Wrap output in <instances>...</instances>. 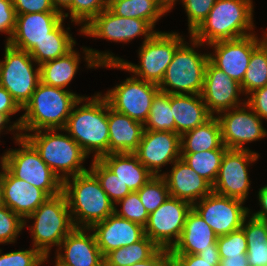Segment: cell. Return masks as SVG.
I'll return each instance as SVG.
<instances>
[{
    "mask_svg": "<svg viewBox=\"0 0 267 266\" xmlns=\"http://www.w3.org/2000/svg\"><path fill=\"white\" fill-rule=\"evenodd\" d=\"M176 32L157 31L149 40L142 42L139 49V65L115 57L113 53L83 48L88 68L109 67L132 72L134 77L159 84L173 60L177 47L184 41Z\"/></svg>",
    "mask_w": 267,
    "mask_h": 266,
    "instance_id": "1",
    "label": "cell"
},
{
    "mask_svg": "<svg viewBox=\"0 0 267 266\" xmlns=\"http://www.w3.org/2000/svg\"><path fill=\"white\" fill-rule=\"evenodd\" d=\"M81 98L82 96L69 90L50 86L40 81L31 99L22 108L25 113L6 130H17L23 137L26 132L64 129L74 105Z\"/></svg>",
    "mask_w": 267,
    "mask_h": 266,
    "instance_id": "2",
    "label": "cell"
},
{
    "mask_svg": "<svg viewBox=\"0 0 267 266\" xmlns=\"http://www.w3.org/2000/svg\"><path fill=\"white\" fill-rule=\"evenodd\" d=\"M101 95L97 93L92 98L83 96L74 105L65 128L61 129L66 131L88 156L91 152L95 153L93 159H100L109 154L108 101Z\"/></svg>",
    "mask_w": 267,
    "mask_h": 266,
    "instance_id": "3",
    "label": "cell"
},
{
    "mask_svg": "<svg viewBox=\"0 0 267 266\" xmlns=\"http://www.w3.org/2000/svg\"><path fill=\"white\" fill-rule=\"evenodd\" d=\"M62 193L66 197L75 228H91L114 213L115 204L90 170L66 179Z\"/></svg>",
    "mask_w": 267,
    "mask_h": 266,
    "instance_id": "4",
    "label": "cell"
},
{
    "mask_svg": "<svg viewBox=\"0 0 267 266\" xmlns=\"http://www.w3.org/2000/svg\"><path fill=\"white\" fill-rule=\"evenodd\" d=\"M254 27L252 0H217L208 16L189 35L209 45L254 34L251 32Z\"/></svg>",
    "mask_w": 267,
    "mask_h": 266,
    "instance_id": "5",
    "label": "cell"
},
{
    "mask_svg": "<svg viewBox=\"0 0 267 266\" xmlns=\"http://www.w3.org/2000/svg\"><path fill=\"white\" fill-rule=\"evenodd\" d=\"M60 129H44L26 133L23 137L36 149L43 161L64 182L87 172L82 164L88 157L79 144Z\"/></svg>",
    "mask_w": 267,
    "mask_h": 266,
    "instance_id": "6",
    "label": "cell"
},
{
    "mask_svg": "<svg viewBox=\"0 0 267 266\" xmlns=\"http://www.w3.org/2000/svg\"><path fill=\"white\" fill-rule=\"evenodd\" d=\"M190 37L192 46L183 41L177 47L173 60L158 84L160 91L169 94H201L209 55L195 51L196 47L205 45Z\"/></svg>",
    "mask_w": 267,
    "mask_h": 266,
    "instance_id": "7",
    "label": "cell"
},
{
    "mask_svg": "<svg viewBox=\"0 0 267 266\" xmlns=\"http://www.w3.org/2000/svg\"><path fill=\"white\" fill-rule=\"evenodd\" d=\"M25 219H34V223L29 226L33 238L32 246L47 260L52 246L59 247L75 228L63 193L49 197Z\"/></svg>",
    "mask_w": 267,
    "mask_h": 266,
    "instance_id": "8",
    "label": "cell"
},
{
    "mask_svg": "<svg viewBox=\"0 0 267 266\" xmlns=\"http://www.w3.org/2000/svg\"><path fill=\"white\" fill-rule=\"evenodd\" d=\"M14 139L21 148L9 149L4 153V167L14 177L42 189L49 197L62 193L63 182L43 161L36 149L20 132L15 133Z\"/></svg>",
    "mask_w": 267,
    "mask_h": 266,
    "instance_id": "9",
    "label": "cell"
},
{
    "mask_svg": "<svg viewBox=\"0 0 267 266\" xmlns=\"http://www.w3.org/2000/svg\"><path fill=\"white\" fill-rule=\"evenodd\" d=\"M4 52V60L0 61V85L23 108L41 81L40 66L34 68L35 60L28 52L7 42Z\"/></svg>",
    "mask_w": 267,
    "mask_h": 266,
    "instance_id": "10",
    "label": "cell"
},
{
    "mask_svg": "<svg viewBox=\"0 0 267 266\" xmlns=\"http://www.w3.org/2000/svg\"><path fill=\"white\" fill-rule=\"evenodd\" d=\"M191 209L189 202L169 196L149 214L144 227L145 235L159 248L171 250L181 237L187 213Z\"/></svg>",
    "mask_w": 267,
    "mask_h": 266,
    "instance_id": "11",
    "label": "cell"
},
{
    "mask_svg": "<svg viewBox=\"0 0 267 266\" xmlns=\"http://www.w3.org/2000/svg\"><path fill=\"white\" fill-rule=\"evenodd\" d=\"M158 91V84L132 76L108 90L103 96L112 109L144 125L152 100Z\"/></svg>",
    "mask_w": 267,
    "mask_h": 266,
    "instance_id": "12",
    "label": "cell"
},
{
    "mask_svg": "<svg viewBox=\"0 0 267 266\" xmlns=\"http://www.w3.org/2000/svg\"><path fill=\"white\" fill-rule=\"evenodd\" d=\"M259 154L248 149H227L222 157L219 173L212 186L214 193L245 201L249 194L248 167Z\"/></svg>",
    "mask_w": 267,
    "mask_h": 266,
    "instance_id": "13",
    "label": "cell"
},
{
    "mask_svg": "<svg viewBox=\"0 0 267 266\" xmlns=\"http://www.w3.org/2000/svg\"><path fill=\"white\" fill-rule=\"evenodd\" d=\"M243 203L242 200L222 196L212 191L194 203L192 208L219 237L242 228L245 217L250 213Z\"/></svg>",
    "mask_w": 267,
    "mask_h": 266,
    "instance_id": "14",
    "label": "cell"
},
{
    "mask_svg": "<svg viewBox=\"0 0 267 266\" xmlns=\"http://www.w3.org/2000/svg\"><path fill=\"white\" fill-rule=\"evenodd\" d=\"M223 113V114H222ZM215 115L221 127L223 144L228 149L244 150V146L267 137L262 119L245 102L242 106L225 110Z\"/></svg>",
    "mask_w": 267,
    "mask_h": 266,
    "instance_id": "15",
    "label": "cell"
},
{
    "mask_svg": "<svg viewBox=\"0 0 267 266\" xmlns=\"http://www.w3.org/2000/svg\"><path fill=\"white\" fill-rule=\"evenodd\" d=\"M145 20L121 17L108 7L99 13L82 29V34L97 39L127 43L136 37L144 36L143 42L149 40L157 31Z\"/></svg>",
    "mask_w": 267,
    "mask_h": 266,
    "instance_id": "16",
    "label": "cell"
},
{
    "mask_svg": "<svg viewBox=\"0 0 267 266\" xmlns=\"http://www.w3.org/2000/svg\"><path fill=\"white\" fill-rule=\"evenodd\" d=\"M134 154L154 176H159L162 166L181 158L180 135L172 131L144 129Z\"/></svg>",
    "mask_w": 267,
    "mask_h": 266,
    "instance_id": "17",
    "label": "cell"
},
{
    "mask_svg": "<svg viewBox=\"0 0 267 266\" xmlns=\"http://www.w3.org/2000/svg\"><path fill=\"white\" fill-rule=\"evenodd\" d=\"M261 39V40H260ZM251 34L234 40H221L207 46L213 47L209 61L239 84L242 83L252 51L262 42V38Z\"/></svg>",
    "mask_w": 267,
    "mask_h": 266,
    "instance_id": "18",
    "label": "cell"
},
{
    "mask_svg": "<svg viewBox=\"0 0 267 266\" xmlns=\"http://www.w3.org/2000/svg\"><path fill=\"white\" fill-rule=\"evenodd\" d=\"M243 94L240 84L233 80L210 61L205 68L203 89L201 97L208 109L214 116L216 113L233 109L245 102H240L239 94Z\"/></svg>",
    "mask_w": 267,
    "mask_h": 266,
    "instance_id": "19",
    "label": "cell"
},
{
    "mask_svg": "<svg viewBox=\"0 0 267 266\" xmlns=\"http://www.w3.org/2000/svg\"><path fill=\"white\" fill-rule=\"evenodd\" d=\"M90 231V228H74L60 243L55 266H104V257Z\"/></svg>",
    "mask_w": 267,
    "mask_h": 266,
    "instance_id": "20",
    "label": "cell"
},
{
    "mask_svg": "<svg viewBox=\"0 0 267 266\" xmlns=\"http://www.w3.org/2000/svg\"><path fill=\"white\" fill-rule=\"evenodd\" d=\"M90 229L95 235L103 257L115 249L131 245L145 236L143 226L120 217L116 213L95 223Z\"/></svg>",
    "mask_w": 267,
    "mask_h": 266,
    "instance_id": "21",
    "label": "cell"
},
{
    "mask_svg": "<svg viewBox=\"0 0 267 266\" xmlns=\"http://www.w3.org/2000/svg\"><path fill=\"white\" fill-rule=\"evenodd\" d=\"M63 19L60 12L16 14L15 29L7 43L29 52L36 43L48 37Z\"/></svg>",
    "mask_w": 267,
    "mask_h": 266,
    "instance_id": "22",
    "label": "cell"
},
{
    "mask_svg": "<svg viewBox=\"0 0 267 266\" xmlns=\"http://www.w3.org/2000/svg\"><path fill=\"white\" fill-rule=\"evenodd\" d=\"M49 196L25 180L14 177L2 166V199L3 205L24 220L32 214Z\"/></svg>",
    "mask_w": 267,
    "mask_h": 266,
    "instance_id": "23",
    "label": "cell"
},
{
    "mask_svg": "<svg viewBox=\"0 0 267 266\" xmlns=\"http://www.w3.org/2000/svg\"><path fill=\"white\" fill-rule=\"evenodd\" d=\"M171 171L161 173L167 182L171 197L189 202L191 205L197 200L210 194L212 185L193 170L182 158L176 160Z\"/></svg>",
    "mask_w": 267,
    "mask_h": 266,
    "instance_id": "24",
    "label": "cell"
},
{
    "mask_svg": "<svg viewBox=\"0 0 267 266\" xmlns=\"http://www.w3.org/2000/svg\"><path fill=\"white\" fill-rule=\"evenodd\" d=\"M218 236L205 220L192 208L186 216L179 241L171 254H215Z\"/></svg>",
    "mask_w": 267,
    "mask_h": 266,
    "instance_id": "25",
    "label": "cell"
},
{
    "mask_svg": "<svg viewBox=\"0 0 267 266\" xmlns=\"http://www.w3.org/2000/svg\"><path fill=\"white\" fill-rule=\"evenodd\" d=\"M109 154L134 153L141 141L144 125L112 109L108 103Z\"/></svg>",
    "mask_w": 267,
    "mask_h": 266,
    "instance_id": "26",
    "label": "cell"
},
{
    "mask_svg": "<svg viewBox=\"0 0 267 266\" xmlns=\"http://www.w3.org/2000/svg\"><path fill=\"white\" fill-rule=\"evenodd\" d=\"M171 110L175 120V133L180 136L213 116L201 94H171Z\"/></svg>",
    "mask_w": 267,
    "mask_h": 266,
    "instance_id": "27",
    "label": "cell"
},
{
    "mask_svg": "<svg viewBox=\"0 0 267 266\" xmlns=\"http://www.w3.org/2000/svg\"><path fill=\"white\" fill-rule=\"evenodd\" d=\"M99 160L117 175L131 192L138 191L154 176L134 153H111Z\"/></svg>",
    "mask_w": 267,
    "mask_h": 266,
    "instance_id": "28",
    "label": "cell"
},
{
    "mask_svg": "<svg viewBox=\"0 0 267 266\" xmlns=\"http://www.w3.org/2000/svg\"><path fill=\"white\" fill-rule=\"evenodd\" d=\"M181 153L227 148L223 144L221 127L214 115L202 125L183 133L180 136Z\"/></svg>",
    "mask_w": 267,
    "mask_h": 266,
    "instance_id": "29",
    "label": "cell"
},
{
    "mask_svg": "<svg viewBox=\"0 0 267 266\" xmlns=\"http://www.w3.org/2000/svg\"><path fill=\"white\" fill-rule=\"evenodd\" d=\"M166 0H108V8L121 17L139 18L153 28L165 13L171 10Z\"/></svg>",
    "mask_w": 267,
    "mask_h": 266,
    "instance_id": "30",
    "label": "cell"
},
{
    "mask_svg": "<svg viewBox=\"0 0 267 266\" xmlns=\"http://www.w3.org/2000/svg\"><path fill=\"white\" fill-rule=\"evenodd\" d=\"M64 19L44 38L28 52L39 66L66 55L75 46V39L69 33V27L65 30Z\"/></svg>",
    "mask_w": 267,
    "mask_h": 266,
    "instance_id": "31",
    "label": "cell"
},
{
    "mask_svg": "<svg viewBox=\"0 0 267 266\" xmlns=\"http://www.w3.org/2000/svg\"><path fill=\"white\" fill-rule=\"evenodd\" d=\"M80 54L74 50L40 65V78L44 84L65 89L79 68Z\"/></svg>",
    "mask_w": 267,
    "mask_h": 266,
    "instance_id": "32",
    "label": "cell"
},
{
    "mask_svg": "<svg viewBox=\"0 0 267 266\" xmlns=\"http://www.w3.org/2000/svg\"><path fill=\"white\" fill-rule=\"evenodd\" d=\"M241 229L247 240L249 266H267V221L247 215Z\"/></svg>",
    "mask_w": 267,
    "mask_h": 266,
    "instance_id": "33",
    "label": "cell"
},
{
    "mask_svg": "<svg viewBox=\"0 0 267 266\" xmlns=\"http://www.w3.org/2000/svg\"><path fill=\"white\" fill-rule=\"evenodd\" d=\"M160 248L148 237L131 245L120 247L109 252L104 257V266H128L147 260L152 257Z\"/></svg>",
    "mask_w": 267,
    "mask_h": 266,
    "instance_id": "34",
    "label": "cell"
},
{
    "mask_svg": "<svg viewBox=\"0 0 267 266\" xmlns=\"http://www.w3.org/2000/svg\"><path fill=\"white\" fill-rule=\"evenodd\" d=\"M228 148H218L196 153H181V158L212 186L215 183L222 157Z\"/></svg>",
    "mask_w": 267,
    "mask_h": 266,
    "instance_id": "35",
    "label": "cell"
},
{
    "mask_svg": "<svg viewBox=\"0 0 267 266\" xmlns=\"http://www.w3.org/2000/svg\"><path fill=\"white\" fill-rule=\"evenodd\" d=\"M267 85V46L261 42L253 51L244 79L240 84L243 95ZM248 94V95H247Z\"/></svg>",
    "mask_w": 267,
    "mask_h": 266,
    "instance_id": "36",
    "label": "cell"
},
{
    "mask_svg": "<svg viewBox=\"0 0 267 266\" xmlns=\"http://www.w3.org/2000/svg\"><path fill=\"white\" fill-rule=\"evenodd\" d=\"M144 129L175 132V120L171 110V94L158 91L154 96Z\"/></svg>",
    "mask_w": 267,
    "mask_h": 266,
    "instance_id": "37",
    "label": "cell"
},
{
    "mask_svg": "<svg viewBox=\"0 0 267 266\" xmlns=\"http://www.w3.org/2000/svg\"><path fill=\"white\" fill-rule=\"evenodd\" d=\"M89 170L97 177L102 189L115 205L119 200L123 199L131 192L128 186L99 159H92V164Z\"/></svg>",
    "mask_w": 267,
    "mask_h": 266,
    "instance_id": "38",
    "label": "cell"
},
{
    "mask_svg": "<svg viewBox=\"0 0 267 266\" xmlns=\"http://www.w3.org/2000/svg\"><path fill=\"white\" fill-rule=\"evenodd\" d=\"M137 192L149 214L155 211L170 196L167 182L162 175L152 176Z\"/></svg>",
    "mask_w": 267,
    "mask_h": 266,
    "instance_id": "39",
    "label": "cell"
},
{
    "mask_svg": "<svg viewBox=\"0 0 267 266\" xmlns=\"http://www.w3.org/2000/svg\"><path fill=\"white\" fill-rule=\"evenodd\" d=\"M108 7V0H72L71 5L67 8L70 13H62L65 19L70 14L71 22L82 24V29L89 24L99 13Z\"/></svg>",
    "mask_w": 267,
    "mask_h": 266,
    "instance_id": "40",
    "label": "cell"
},
{
    "mask_svg": "<svg viewBox=\"0 0 267 266\" xmlns=\"http://www.w3.org/2000/svg\"><path fill=\"white\" fill-rule=\"evenodd\" d=\"M116 204L121 205V210H118L116 208L117 206H115L114 213L118 216L140 224L143 227L146 226L149 219V213L143 206L137 191L130 192Z\"/></svg>",
    "mask_w": 267,
    "mask_h": 266,
    "instance_id": "41",
    "label": "cell"
},
{
    "mask_svg": "<svg viewBox=\"0 0 267 266\" xmlns=\"http://www.w3.org/2000/svg\"><path fill=\"white\" fill-rule=\"evenodd\" d=\"M25 225H27V220L7 206L0 205V244L15 243Z\"/></svg>",
    "mask_w": 267,
    "mask_h": 266,
    "instance_id": "42",
    "label": "cell"
},
{
    "mask_svg": "<svg viewBox=\"0 0 267 266\" xmlns=\"http://www.w3.org/2000/svg\"><path fill=\"white\" fill-rule=\"evenodd\" d=\"M217 254L220 258L241 256L247 254V240L242 229L219 236L217 239Z\"/></svg>",
    "mask_w": 267,
    "mask_h": 266,
    "instance_id": "43",
    "label": "cell"
},
{
    "mask_svg": "<svg viewBox=\"0 0 267 266\" xmlns=\"http://www.w3.org/2000/svg\"><path fill=\"white\" fill-rule=\"evenodd\" d=\"M47 260L37 249L12 251L2 254L0 249V266H41Z\"/></svg>",
    "mask_w": 267,
    "mask_h": 266,
    "instance_id": "44",
    "label": "cell"
},
{
    "mask_svg": "<svg viewBox=\"0 0 267 266\" xmlns=\"http://www.w3.org/2000/svg\"><path fill=\"white\" fill-rule=\"evenodd\" d=\"M178 1V0H177ZM187 13L189 33L191 34L208 16L217 0H180Z\"/></svg>",
    "mask_w": 267,
    "mask_h": 266,
    "instance_id": "45",
    "label": "cell"
},
{
    "mask_svg": "<svg viewBox=\"0 0 267 266\" xmlns=\"http://www.w3.org/2000/svg\"><path fill=\"white\" fill-rule=\"evenodd\" d=\"M172 266H219L220 257L215 254H171Z\"/></svg>",
    "mask_w": 267,
    "mask_h": 266,
    "instance_id": "46",
    "label": "cell"
},
{
    "mask_svg": "<svg viewBox=\"0 0 267 266\" xmlns=\"http://www.w3.org/2000/svg\"><path fill=\"white\" fill-rule=\"evenodd\" d=\"M16 12L12 0H0V32L6 33V42L10 40L15 29Z\"/></svg>",
    "mask_w": 267,
    "mask_h": 266,
    "instance_id": "47",
    "label": "cell"
},
{
    "mask_svg": "<svg viewBox=\"0 0 267 266\" xmlns=\"http://www.w3.org/2000/svg\"><path fill=\"white\" fill-rule=\"evenodd\" d=\"M16 14H28L35 12H59L51 0H12Z\"/></svg>",
    "mask_w": 267,
    "mask_h": 266,
    "instance_id": "48",
    "label": "cell"
},
{
    "mask_svg": "<svg viewBox=\"0 0 267 266\" xmlns=\"http://www.w3.org/2000/svg\"><path fill=\"white\" fill-rule=\"evenodd\" d=\"M249 95L245 102L262 120H267V85L253 91Z\"/></svg>",
    "mask_w": 267,
    "mask_h": 266,
    "instance_id": "49",
    "label": "cell"
},
{
    "mask_svg": "<svg viewBox=\"0 0 267 266\" xmlns=\"http://www.w3.org/2000/svg\"><path fill=\"white\" fill-rule=\"evenodd\" d=\"M172 257L169 249L160 248L152 257L128 266H171Z\"/></svg>",
    "mask_w": 267,
    "mask_h": 266,
    "instance_id": "50",
    "label": "cell"
},
{
    "mask_svg": "<svg viewBox=\"0 0 267 266\" xmlns=\"http://www.w3.org/2000/svg\"><path fill=\"white\" fill-rule=\"evenodd\" d=\"M22 110L11 94L0 85V113H5L9 118Z\"/></svg>",
    "mask_w": 267,
    "mask_h": 266,
    "instance_id": "51",
    "label": "cell"
},
{
    "mask_svg": "<svg viewBox=\"0 0 267 266\" xmlns=\"http://www.w3.org/2000/svg\"><path fill=\"white\" fill-rule=\"evenodd\" d=\"M258 199L260 203L259 205H261V210L256 213H252V216L267 221V185H264V187L259 189Z\"/></svg>",
    "mask_w": 267,
    "mask_h": 266,
    "instance_id": "52",
    "label": "cell"
},
{
    "mask_svg": "<svg viewBox=\"0 0 267 266\" xmlns=\"http://www.w3.org/2000/svg\"><path fill=\"white\" fill-rule=\"evenodd\" d=\"M219 266H249V263L247 261V254L220 258Z\"/></svg>",
    "mask_w": 267,
    "mask_h": 266,
    "instance_id": "53",
    "label": "cell"
},
{
    "mask_svg": "<svg viewBox=\"0 0 267 266\" xmlns=\"http://www.w3.org/2000/svg\"><path fill=\"white\" fill-rule=\"evenodd\" d=\"M51 1L54 8L61 14L64 12L62 11L63 8L67 9L72 3V0H51Z\"/></svg>",
    "mask_w": 267,
    "mask_h": 266,
    "instance_id": "54",
    "label": "cell"
},
{
    "mask_svg": "<svg viewBox=\"0 0 267 266\" xmlns=\"http://www.w3.org/2000/svg\"><path fill=\"white\" fill-rule=\"evenodd\" d=\"M10 122H11L10 118L5 113H0V133L4 131V129L7 127L8 123Z\"/></svg>",
    "mask_w": 267,
    "mask_h": 266,
    "instance_id": "55",
    "label": "cell"
},
{
    "mask_svg": "<svg viewBox=\"0 0 267 266\" xmlns=\"http://www.w3.org/2000/svg\"><path fill=\"white\" fill-rule=\"evenodd\" d=\"M0 163H1V172H0V205L3 204V199H2V166H4V154L0 159Z\"/></svg>",
    "mask_w": 267,
    "mask_h": 266,
    "instance_id": "56",
    "label": "cell"
},
{
    "mask_svg": "<svg viewBox=\"0 0 267 266\" xmlns=\"http://www.w3.org/2000/svg\"><path fill=\"white\" fill-rule=\"evenodd\" d=\"M265 35L262 36V42L267 46V32L264 33Z\"/></svg>",
    "mask_w": 267,
    "mask_h": 266,
    "instance_id": "57",
    "label": "cell"
},
{
    "mask_svg": "<svg viewBox=\"0 0 267 266\" xmlns=\"http://www.w3.org/2000/svg\"><path fill=\"white\" fill-rule=\"evenodd\" d=\"M172 7H171V9H173V6L176 4L175 2L177 1V0H166Z\"/></svg>",
    "mask_w": 267,
    "mask_h": 266,
    "instance_id": "58",
    "label": "cell"
}]
</instances>
